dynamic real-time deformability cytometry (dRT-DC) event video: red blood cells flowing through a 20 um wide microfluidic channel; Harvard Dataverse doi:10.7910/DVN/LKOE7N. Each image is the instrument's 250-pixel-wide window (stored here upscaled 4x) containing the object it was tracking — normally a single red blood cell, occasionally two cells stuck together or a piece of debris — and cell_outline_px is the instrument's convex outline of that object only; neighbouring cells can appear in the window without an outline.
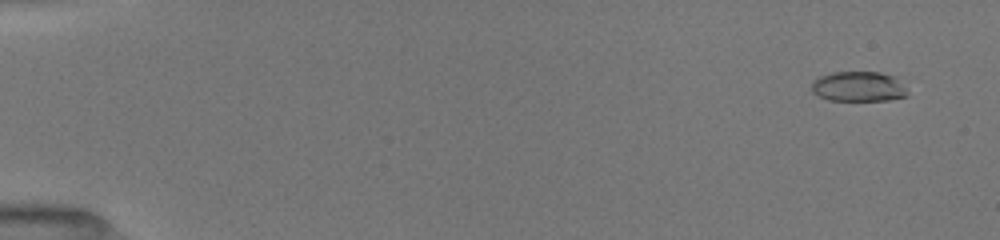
{"species": "common noctule bat (a hibernating species)", "species_latin": "Nyctalus noctula", "temperature_condition": "room temperature", "stored_images_in_passage": 53, "camera_frame_rate_fps": 3000, "um_per_image_px": 0.085, "animal": {"sex": "female", "body_mass_g": 19.5, "forearm_length_mm": 54.1}, "frame": {"image": 1, "passage_image": 4, "time_ms": 1.0, "image_size_px": [1000, 240], "cell_outline_px": [[908, 96], [888, 100], [828, 100], [812, 92], [812, 80], [820, 76], [832, 72], [880, 72], [896, 76], [904, 88]], "centroid_in_image_um": [72.96, 7.35], "position_along_channel_um": 12.0, "area_um2": 16.76}}
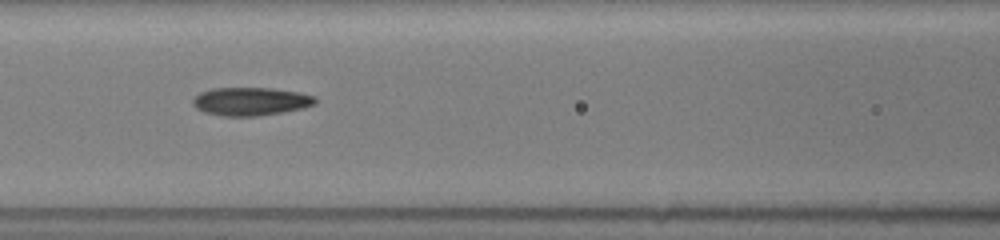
{"frame": {"image": 2, "passage_image": 25, "time_ms": 8.0, "image_size_px": [1000, 240], "cell_outline_px": [[316, 104], [304, 108], [284, 112], [260, 116], [224, 116], [204, 112], [196, 108], [192, 104], [192, 100], [200, 92], [212, 88], [272, 88], [300, 92], [316, 96]], "centroid_in_image_um": [21.34, 8.62], "position_along_channel_um": 145.3, "area_um2": 20.35}}
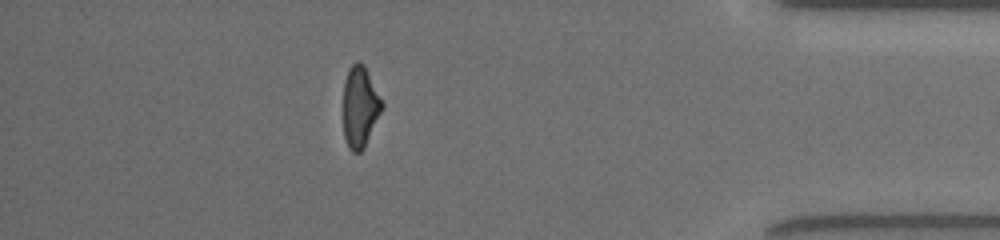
{"frame": {"image": 3, "passage_image": 47, "time_ms": 15.333, "image_size_px": [1000, 240], "cell_outline_px": [[384, 108], [364, 148], [360, 152], [352, 152], [348, 148], [344, 136], [344, 80], [348, 68], [356, 60], [360, 60], [364, 64], [384, 104]], "centroid_in_image_um": [30.61, 9.06], "position_along_channel_um": 404.6, "area_um2": 18.55}, "authors_computed_cell_mechanics": {"area_um2": 18.7272, "velocity_mm_per_s": 4.034, "shape_relaxation_time_tau1_ms": 3.2307, "shape_relaxation_time_tau2_ms": 1.9935, "deformation_change_tau1": 0.1621, "deformation_change_tau2": 0.0934}}